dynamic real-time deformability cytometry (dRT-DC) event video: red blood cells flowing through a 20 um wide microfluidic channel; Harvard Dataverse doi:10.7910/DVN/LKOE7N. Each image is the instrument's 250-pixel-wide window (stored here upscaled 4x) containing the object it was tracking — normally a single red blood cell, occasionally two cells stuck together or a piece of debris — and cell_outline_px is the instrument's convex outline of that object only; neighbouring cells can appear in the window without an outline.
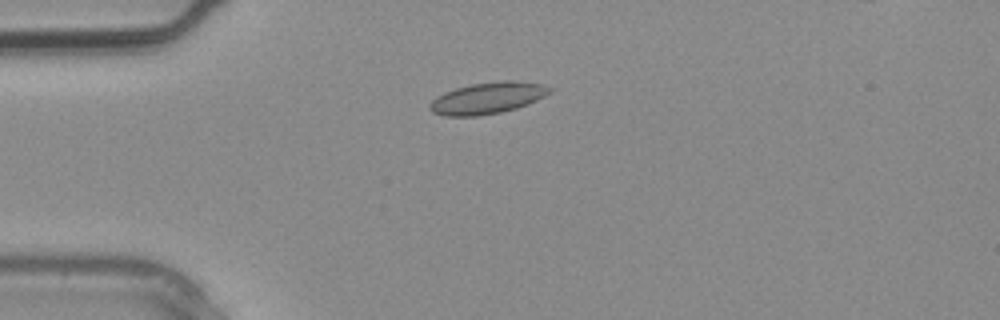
{"species": "common noctule bat (a hibernating species)", "species_latin": "Nyctalus noctula", "temperature_condition": "warm", "stored_images_in_passage": 2, "camera_frame_rate_fps": 3000, "um_per_image_px": 0.085, "animal": {"sex": "male", "body_mass_g": 20.4}, "frame": {"image": 1, "passage_image": 2, "time_ms": 0.333, "image_size_px": [1000, 320], "cell_outline_px": [[552, 92], [528, 104], [516, 108], [500, 112], [476, 116], [444, 116], [432, 112], [428, 108], [428, 104], [436, 96], [444, 92], [456, 88], [472, 84], [504, 80], [512, 80], [544, 84], [552, 88]], "centroid_in_image_um": [41.43, 8.33], "position_along_channel_um": 43.6, "area_um2": 22.08}}